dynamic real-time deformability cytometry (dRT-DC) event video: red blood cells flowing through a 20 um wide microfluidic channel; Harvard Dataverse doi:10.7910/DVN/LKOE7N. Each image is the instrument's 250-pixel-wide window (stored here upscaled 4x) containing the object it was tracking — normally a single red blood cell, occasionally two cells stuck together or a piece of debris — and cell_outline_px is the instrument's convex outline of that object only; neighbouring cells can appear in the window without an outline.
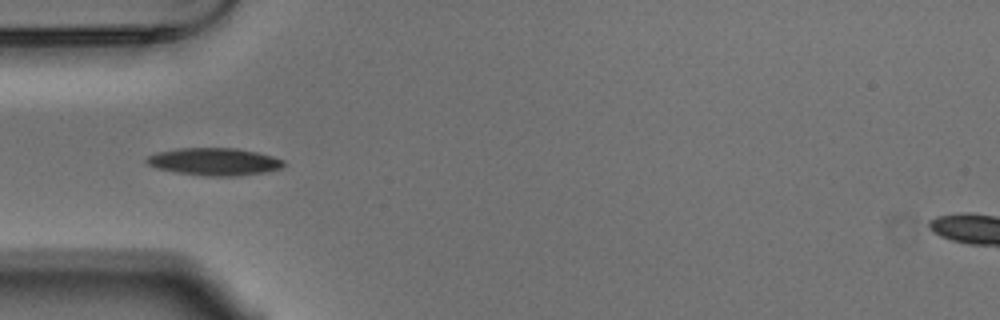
{"species": "Egyptian fruit bat (a non-hibernating species)", "species_latin": "Rousettus aegyptiacus", "temperature_condition": "warm", "stored_images_in_passage": 16, "camera_frame_rate_fps": 3000, "um_per_image_px": 0.085, "animal": {"sex": "male"}, "frame": {"image": 1, "passage_image": 7, "time_ms": 2.0, "image_size_px": [1000, 320], "cell_outline_px": [[284, 164], [280, 168], [268, 172], [236, 176], [208, 176], [176, 172], [156, 168], [148, 164], [144, 160], [148, 156], [156, 152], [180, 148], [236, 148], [256, 152], [272, 156], [284, 160]], "centroid_in_image_um": [18.21, 13.74], "position_along_channel_um": 66.8, "area_um2": 21.91}}
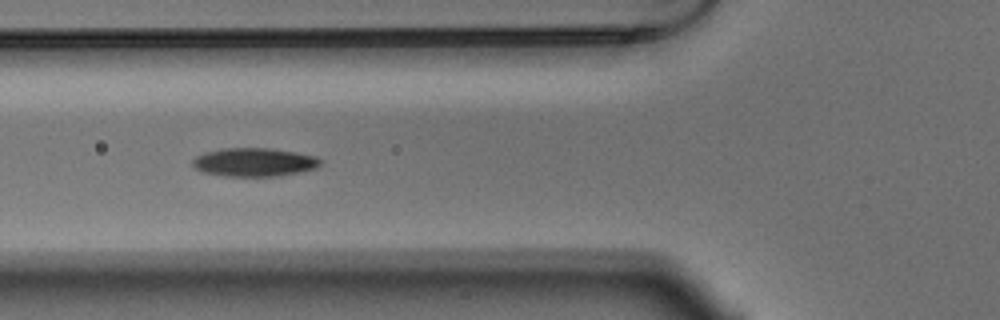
{"frame": {"image": 2, "passage_image": 10, "time_ms": 3.0, "image_size_px": [1000, 320], "cell_outline_px": [[320, 164], [316, 168], [276, 176], [224, 176], [204, 172], [196, 168], [192, 164], [192, 160], [196, 156], [204, 152], [220, 148], [268, 148], [296, 152], [316, 156], [320, 160]], "centroid_in_image_um": [21.57, 13.77], "position_along_channel_um": 104.2, "area_um2": 21.1}}